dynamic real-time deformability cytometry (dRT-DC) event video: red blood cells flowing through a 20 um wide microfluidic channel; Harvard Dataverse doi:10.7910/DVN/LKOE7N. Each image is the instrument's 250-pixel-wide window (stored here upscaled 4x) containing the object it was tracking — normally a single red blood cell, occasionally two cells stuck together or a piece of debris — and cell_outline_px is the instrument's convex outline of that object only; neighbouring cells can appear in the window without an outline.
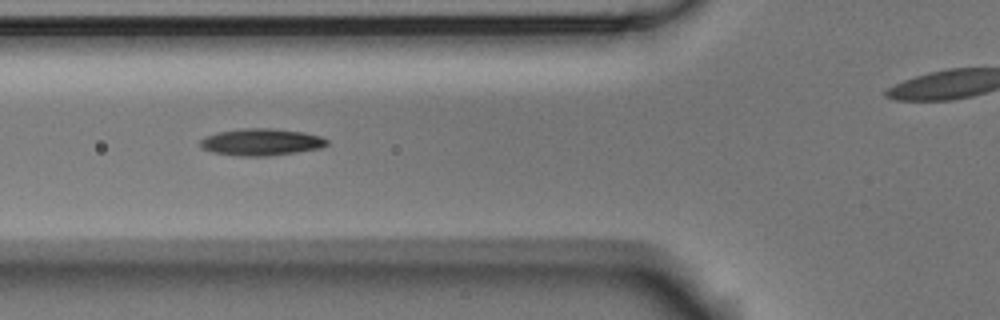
{"species": "Egyptian fruit bat (a non-hibernating species)", "species_latin": "Rousettus aegyptiacus", "temperature_condition": "room temperature", "stored_images_in_passage": 7, "camera_frame_rate_fps": 3000, "um_per_image_px": 0.085, "animal": {"sex": "male"}, "frame": {"image": 1, "passage_image": 3, "time_ms": 0.667, "image_size_px": [1000, 320], "cell_outline_px": [[328, 144], [320, 148], [296, 152], [264, 156], [240, 156], [212, 152], [204, 148], [200, 144], [200, 140], [204, 136], [216, 132], [240, 128], [276, 128], [304, 132], [320, 136], [328, 140]], "centroid_in_image_um": [22.19, 12.06], "position_along_channel_um": 103.6, "area_um2": 19.94}}
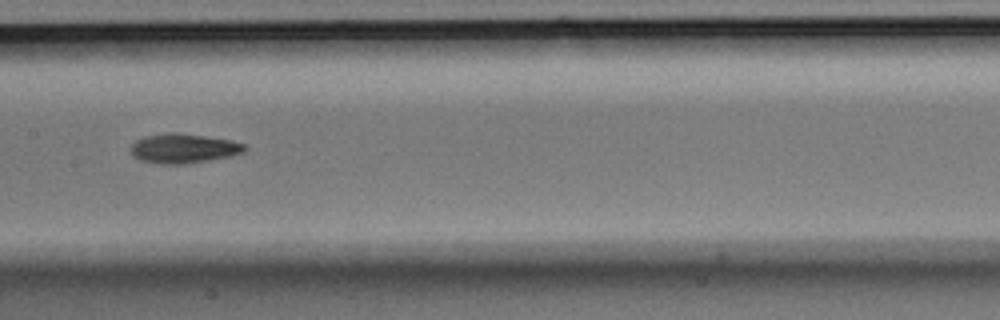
{"frame": {"image": 2, "passage_image": 5, "time_ms": 1.333, "image_size_px": [1000, 320], "cell_outline_px": [[248, 148], [244, 152], [232, 156], [188, 164], [156, 164], [140, 160], [132, 156], [132, 144], [136, 140], [144, 136], [172, 132], [176, 132], [232, 140], [244, 144]], "centroid_in_image_um": [15.62, 12.62], "position_along_channel_um": 191.8, "area_um2": 19.77}}
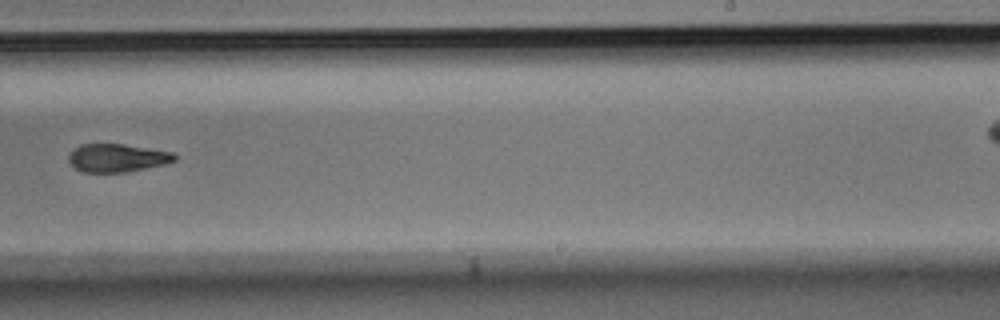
{"frame": {"image": 3, "passage_image": 7, "time_ms": 2.0, "image_size_px": [1000, 320], "cell_outline_px": [[176, 160], [164, 164], [124, 172], [84, 172], [76, 168], [68, 160], [68, 156], [80, 144], [124, 144], [172, 152], [176, 156]], "centroid_in_image_um": [9.96, 13.41], "position_along_channel_um": 279.0, "area_um2": 17.05}}